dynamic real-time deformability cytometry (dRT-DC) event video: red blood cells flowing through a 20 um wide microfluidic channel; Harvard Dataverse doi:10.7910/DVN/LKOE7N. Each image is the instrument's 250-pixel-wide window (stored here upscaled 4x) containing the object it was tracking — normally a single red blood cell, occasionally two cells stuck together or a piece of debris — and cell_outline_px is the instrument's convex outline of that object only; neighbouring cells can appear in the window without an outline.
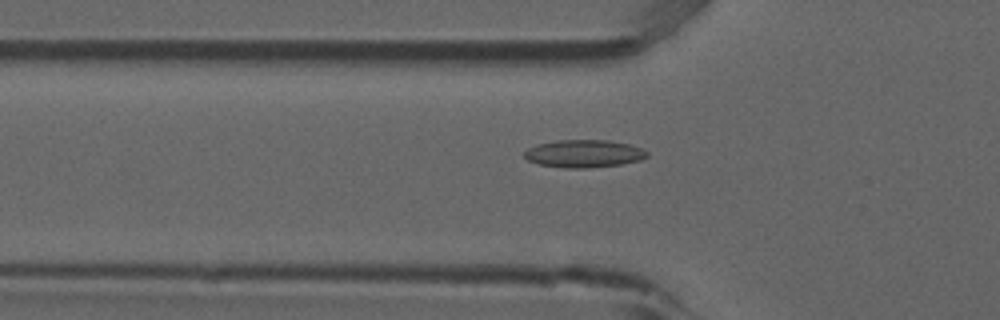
{"species": "common noctule bat (a hibernating species)", "species_latin": "Nyctalus noctula", "temperature_condition": "room temperature", "stored_images_in_passage": 53, "camera_frame_rate_fps": 3000, "um_per_image_px": 0.085, "animal": {"sex": "male", "forearm_length_mm": 52.5}, "frame": {"image": 1, "passage_image": 18, "time_ms": 5.667, "image_size_px": [1000, 320], "cell_outline_px": [[648, 156], [640, 160], [620, 164], [588, 168], [564, 168], [540, 164], [528, 160], [524, 156], [524, 152], [528, 148], [536, 144], [556, 140], [608, 140], [628, 144], [644, 148], [648, 152]], "centroid_in_image_um": [49.64, 13.05], "position_along_channel_um": 76.2, "area_um2": 19.83}}
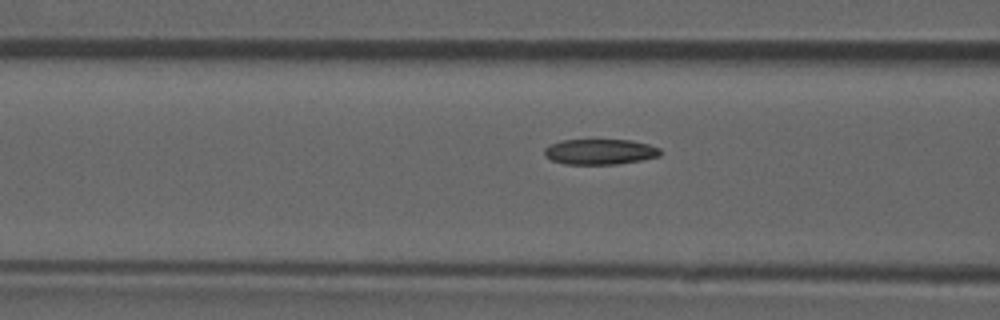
{"frame": {"image": 2, "passage_image": 21, "time_ms": 6.667, "image_size_px": [1000, 320], "cell_outline_px": [[664, 152], [660, 156], [640, 160], [616, 164], [564, 164], [552, 160], [544, 156], [544, 148], [560, 140], [632, 140], [648, 144], [660, 148]], "centroid_in_image_um": [51.01, 12.9], "position_along_channel_um": 115.6, "area_um2": 17.28}}
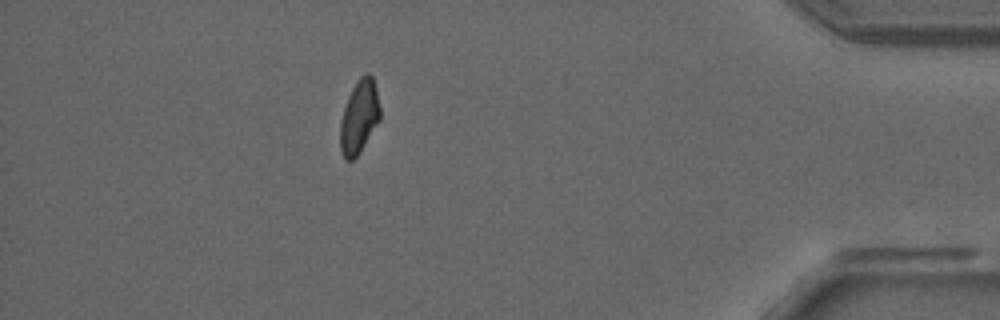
{"frame": {"image": 3, "passage_image": 47, "time_ms": 15.333, "image_size_px": [1000, 320], "cell_outline_px": [[380, 120], [356, 156], [352, 160], [344, 160], [340, 148], [340, 124], [344, 108], [348, 96], [356, 80], [360, 76], [368, 72], [372, 76], [376, 88], [380, 108]], "centroid_in_image_um": [30.53, 9.9], "position_along_channel_um": 404.7, "area_um2": 16.94}, "authors_computed_cell_mechanics": {"area_um2": 17.8602, "velocity_mm_per_s": 3.8947, "shape_relaxation_time_tau1_ms": null, "shape_relaxation_time_tau2_ms": 4.5855, "deformation_change_tau1": null, "deformation_change_tau2": 0.0961}}